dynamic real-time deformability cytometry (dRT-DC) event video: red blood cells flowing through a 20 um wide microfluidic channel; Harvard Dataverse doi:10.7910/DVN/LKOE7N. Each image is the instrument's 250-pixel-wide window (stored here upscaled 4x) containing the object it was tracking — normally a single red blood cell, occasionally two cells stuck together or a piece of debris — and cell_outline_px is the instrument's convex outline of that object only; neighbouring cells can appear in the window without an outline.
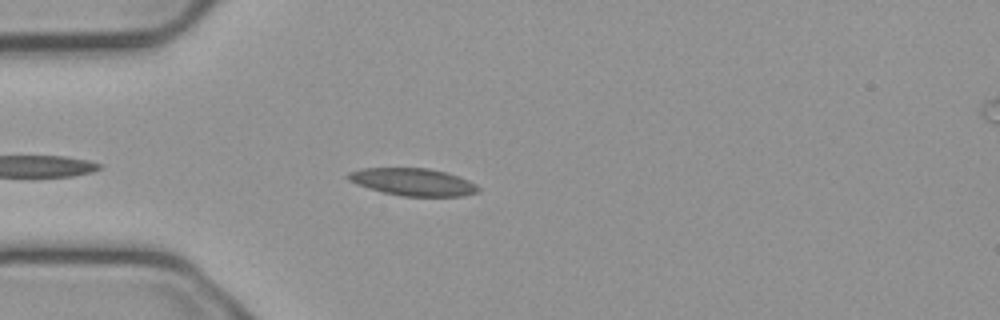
{"species": "common noctule bat (a hibernating species)", "species_latin": "Nyctalus noctula", "temperature_condition": "cold", "stored_images_in_passage": 42, "camera_frame_rate_fps": 3000, "um_per_image_px": 0.085, "animal": {"sex": "male", "body_mass_g": 23.1, "forearm_length_mm": 52.7}, "frame": {"image": 1, "passage_image": 5, "time_ms": 1.333, "image_size_px": [1000, 320], "cell_outline_px": [[480, 192], [464, 196], [400, 196], [384, 192], [356, 184], [348, 180], [344, 176], [348, 172], [360, 168], [428, 168], [448, 172], [468, 180], [476, 184], [480, 188]], "centroid_in_image_um": [35.1, 15.46], "position_along_channel_um": 49.9, "area_um2": 20.98}}
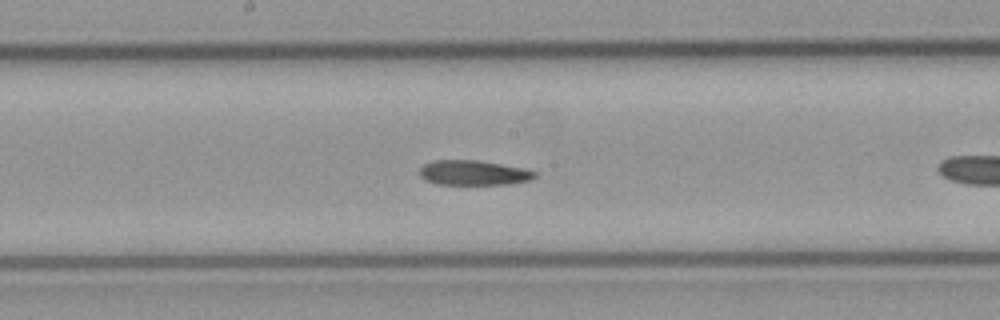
{"frame": {"image": 2, "passage_image": 15, "time_ms": 4.667, "image_size_px": [1000, 320], "cell_outline_px": [[536, 176], [532, 180], [512, 184], [436, 184], [424, 180], [420, 176], [420, 168], [424, 164], [432, 160], [480, 160], [520, 168], [536, 172]], "centroid_in_image_um": [40.22, 14.69], "position_along_channel_um": 208.0, "area_um2": 16.7}}
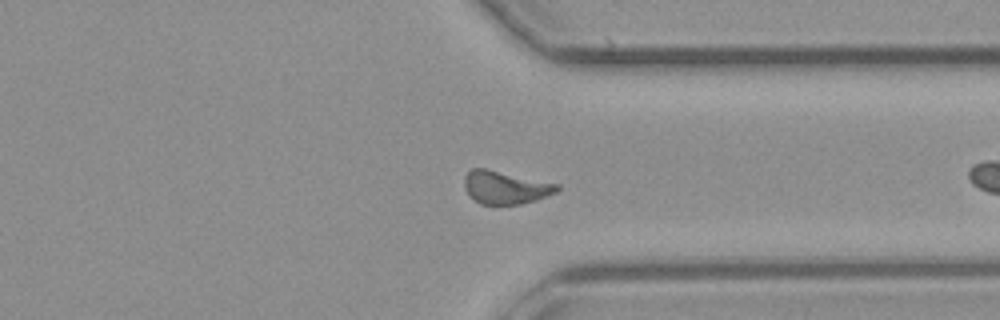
{"frame": {"image": 3, "passage_image": 28, "time_ms": 9.0, "image_size_px": [1000, 320], "cell_outline_px": [[560, 188], [556, 192], [536, 200], [520, 204], [480, 204], [468, 196], [464, 188], [464, 176], [472, 168], [484, 168], [560, 184]], "centroid_in_image_um": [42.93, 15.93], "position_along_channel_um": 368.5, "area_um2": 17.86}, "authors_computed_cell_mechanics": {"area_um2": 17.4556, "velocity_mm_per_s": 3.726, "shape_relaxation_time_tau1_ms": null, "shape_relaxation_time_tau2_ms": 3.4594, "deformation_change_tau1": null, "deformation_change_tau2": 0.0982}}